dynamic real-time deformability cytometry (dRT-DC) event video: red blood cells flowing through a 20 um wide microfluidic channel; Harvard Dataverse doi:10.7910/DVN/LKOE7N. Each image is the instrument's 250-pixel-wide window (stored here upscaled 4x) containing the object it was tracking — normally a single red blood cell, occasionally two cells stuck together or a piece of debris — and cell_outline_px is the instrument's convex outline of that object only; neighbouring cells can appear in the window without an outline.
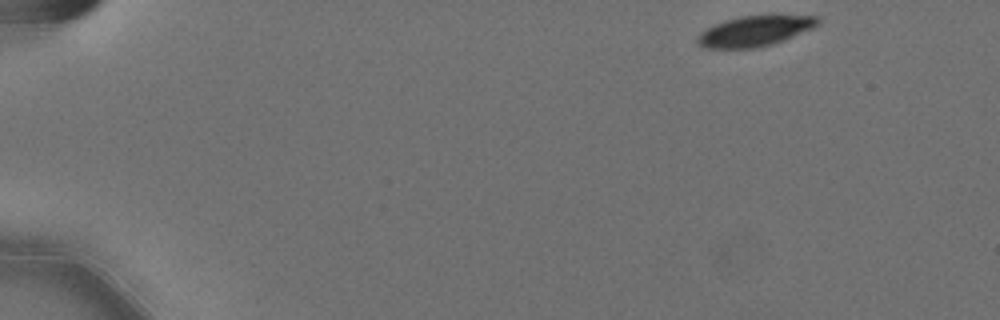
{"species": "Egyptian fruit bat (a non-hibernating species)", "species_latin": "Rousettus aegyptiacus", "temperature_condition": "cold", "stored_images_in_passage": 52, "camera_frame_rate_fps": 3000, "um_per_image_px": 0.085, "animal": {"sex": "female"}, "frame": {"image": 1, "passage_image": 1, "time_ms": 0.0, "image_size_px": [1000, 320], "cell_outline_px": [[820, 24], [812, 28], [772, 44], [756, 48], [704, 48], [696, 44], [696, 36], [700, 32], [716, 24], [740, 16], [816, 16], [820, 20]], "centroid_in_image_um": [64.1, 2.66], "position_along_channel_um": 20.9, "area_um2": 20.92}}
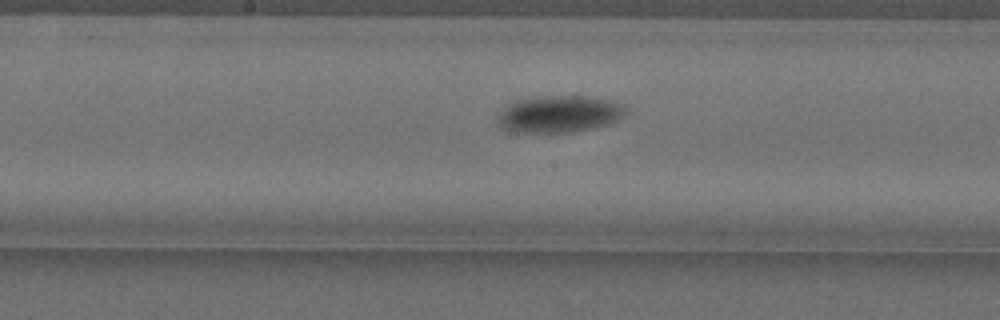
{"frame": {"image": 2, "passage_image": 26, "time_ms": 8.333, "image_size_px": [1000, 320], "cell_outline_px": [[628, 112], [624, 116], [612, 124], [572, 132], [516, 132], [500, 128], [496, 124], [496, 116], [500, 108], [516, 100], [536, 96], [588, 96], [612, 100], [624, 104], [628, 108]], "centroid_in_image_um": [47.53, 9.68], "position_along_channel_um": 200.7, "area_um2": 28.38}}
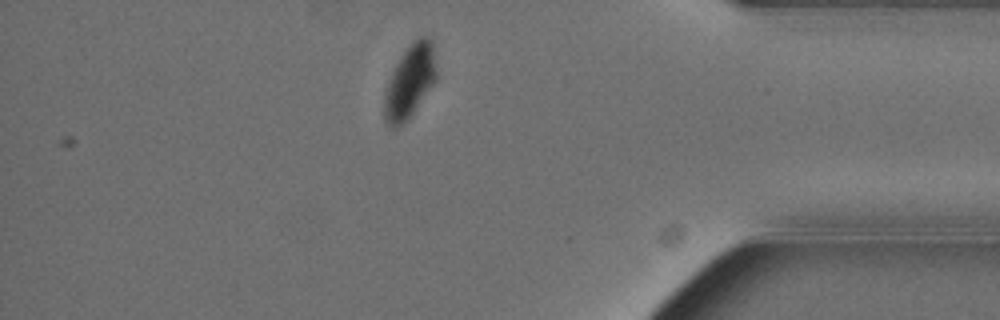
{"frame": {"image": 3, "passage_image": 45, "time_ms": 14.667, "image_size_px": [1000, 320], "cell_outline_px": [[436, 80], [408, 120], [396, 128], [388, 128], [384, 120], [384, 96], [388, 80], [400, 56], [420, 36], [428, 36], [432, 40], [436, 68]], "centroid_in_image_um": [34.82, 6.97], "position_along_channel_um": 400.4, "area_um2": 22.14}, "authors_computed_cell_mechanics": {"area_um2": 24.9118, "velocity_mm_per_s": 3.5569, "shape_relaxation_time_tau1_ms": 3.2171, "shape_relaxation_time_tau2_ms": 4.4667, "deformation_change_tau1": 0.0967, "deformation_change_tau2": 0.0388}}